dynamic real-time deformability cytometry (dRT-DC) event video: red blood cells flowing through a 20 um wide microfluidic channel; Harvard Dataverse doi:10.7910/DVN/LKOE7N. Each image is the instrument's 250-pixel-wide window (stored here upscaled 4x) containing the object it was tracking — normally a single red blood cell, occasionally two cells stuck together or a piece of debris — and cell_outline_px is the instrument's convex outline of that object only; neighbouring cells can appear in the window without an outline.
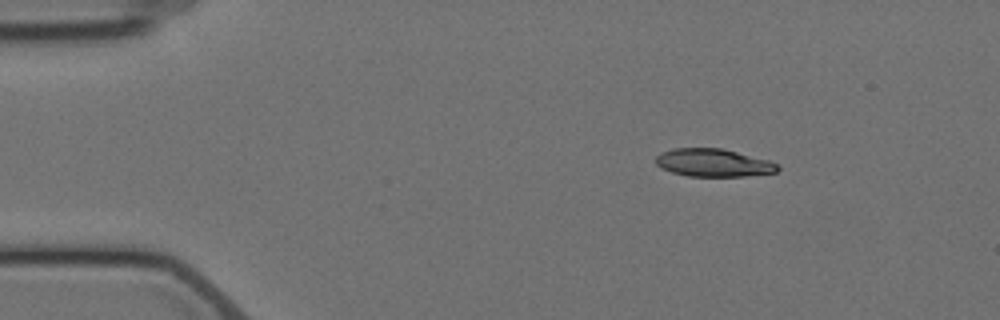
{"species": "Egyptian fruit bat (a non-hibernating species)", "species_latin": "Rousettus aegyptiacus", "temperature_condition": "cold", "stored_images_in_passage": 7, "camera_frame_rate_fps": 3000, "um_per_image_px": 0.085, "animal": {"sex": "female"}, "frame": {"image": 1, "passage_image": 1, "time_ms": 0.0, "image_size_px": [1000, 320], "cell_outline_px": [[780, 168], [776, 172], [744, 176], [688, 176], [672, 172], [660, 168], [656, 164], [656, 156], [660, 152], [672, 148], [720, 148], [768, 160], [776, 164]], "centroid_in_image_um": [60.58, 13.83], "position_along_channel_um": 24.4, "area_um2": 19.65}}
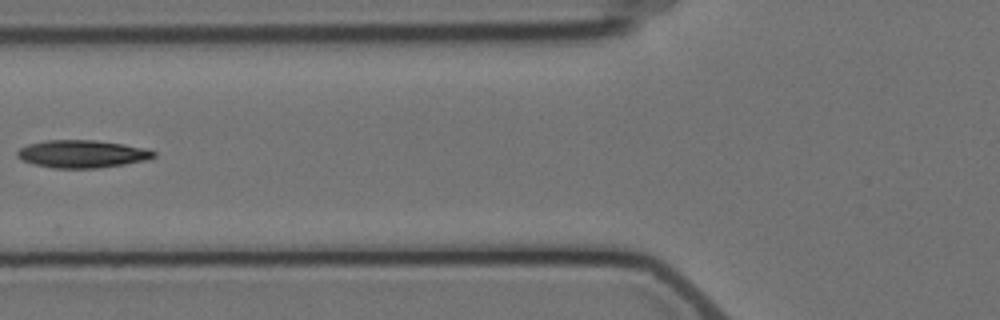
{"frame": {"image": 2, "passage_image": 5, "time_ms": 4.667, "image_size_px": [1000, 320], "cell_outline_px": [[156, 156], [148, 160], [100, 168], [52, 168], [36, 164], [24, 160], [16, 156], [16, 152], [20, 148], [28, 144], [48, 140], [96, 140], [124, 144], [144, 148], [156, 152]], "centroid_in_image_um": [7.01, 13.08], "position_along_channel_um": 118.8, "area_um2": 21.96}}
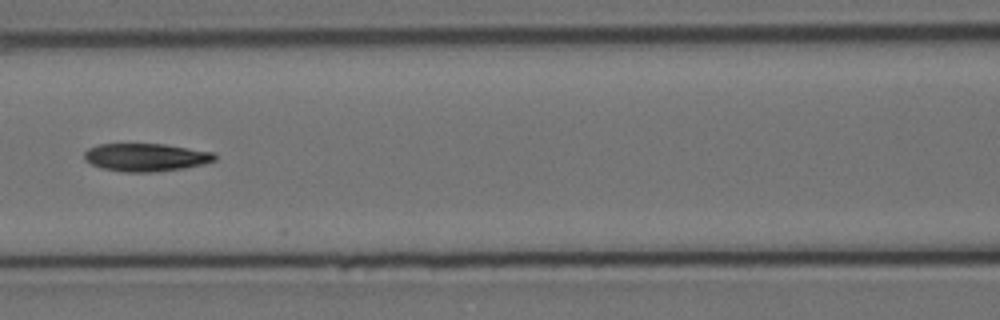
{"frame": {"image": 3, "passage_image": 6, "time_ms": 5.667, "image_size_px": [1000, 320], "cell_outline_px": [[216, 160], [204, 164], [184, 168], [152, 172], [124, 172], [100, 168], [84, 160], [84, 152], [88, 148], [100, 144], [164, 144], [212, 152], [216, 156]], "centroid_in_image_um": [12.37, 13.37], "position_along_channel_um": 154.2, "area_um2": 21.21}}